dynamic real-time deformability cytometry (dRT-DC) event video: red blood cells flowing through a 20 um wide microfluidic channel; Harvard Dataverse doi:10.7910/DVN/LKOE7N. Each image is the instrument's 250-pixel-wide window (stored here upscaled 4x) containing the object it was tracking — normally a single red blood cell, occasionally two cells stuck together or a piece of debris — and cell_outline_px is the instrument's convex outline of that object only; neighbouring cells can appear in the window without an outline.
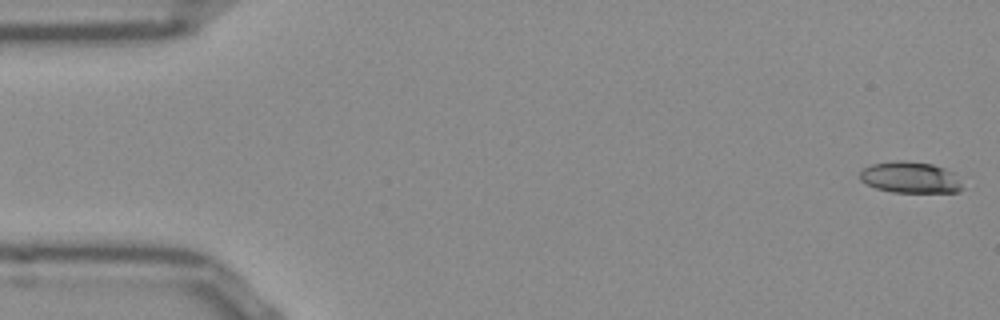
{"species": "Egyptian fruit bat (a non-hibernating species)", "species_latin": "Rousettus aegyptiacus", "temperature_condition": "room temperature", "stored_images_in_passage": 52, "camera_frame_rate_fps": 3000, "um_per_image_px": 0.085, "frame": {"image": 1, "passage_image": 1, "time_ms": 0.0, "image_size_px": [1000, 320], "cell_outline_px": [[964, 188], [956, 192], [892, 192], [876, 188], [860, 180], [860, 172], [864, 168], [872, 164], [896, 160], [904, 160], [932, 164], [944, 168], [952, 172], [960, 180]], "centroid_in_image_um": [77.38, 15.08], "position_along_channel_um": 7.6, "area_um2": 18.67}}
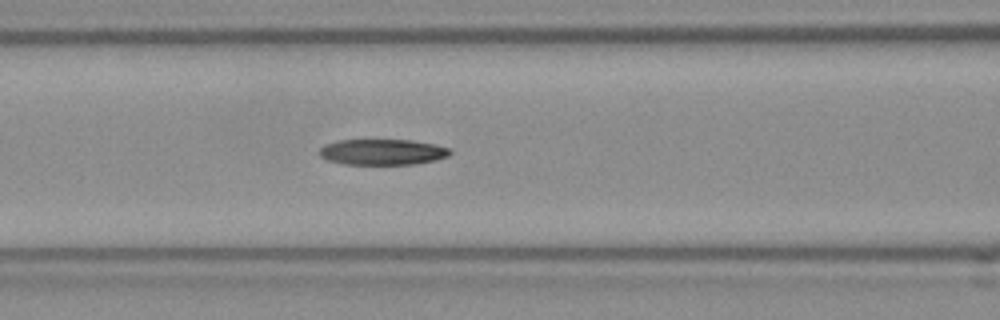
{"frame": {"image": 2, "passage_image": 21, "time_ms": 6.667, "image_size_px": [1000, 320], "cell_outline_px": [[452, 152], [448, 156], [436, 160], [416, 164], [344, 164], [328, 160], [320, 156], [320, 148], [324, 144], [336, 140], [408, 140], [432, 144], [448, 148]], "centroid_in_image_um": [32.48, 12.92], "position_along_channel_um": 134.1, "area_um2": 19.54}}
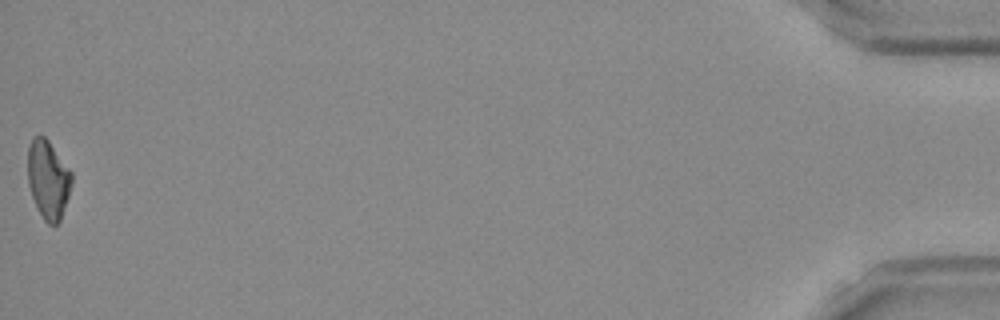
{"frame": {"image": 3, "passage_image": 52, "time_ms": 17.0, "image_size_px": [1000, 320], "cell_outline_px": [[72, 184], [60, 220], [56, 224], [48, 224], [44, 220], [32, 196], [28, 184], [28, 148], [32, 140], [36, 136], [44, 136], [48, 140], [72, 172]], "centroid_in_image_um": [4.1, 15.24], "position_along_channel_um": 431.1, "area_um2": 19.77}, "authors_computed_cell_mechanics": {"area_um2": 20.2011, "velocity_mm_per_s": 3.8852, "shape_relaxation_time_tau1_ms": null, "shape_relaxation_time_tau2_ms": 4.5586, "deformation_change_tau1": null, "deformation_change_tau2": 0.1406}}